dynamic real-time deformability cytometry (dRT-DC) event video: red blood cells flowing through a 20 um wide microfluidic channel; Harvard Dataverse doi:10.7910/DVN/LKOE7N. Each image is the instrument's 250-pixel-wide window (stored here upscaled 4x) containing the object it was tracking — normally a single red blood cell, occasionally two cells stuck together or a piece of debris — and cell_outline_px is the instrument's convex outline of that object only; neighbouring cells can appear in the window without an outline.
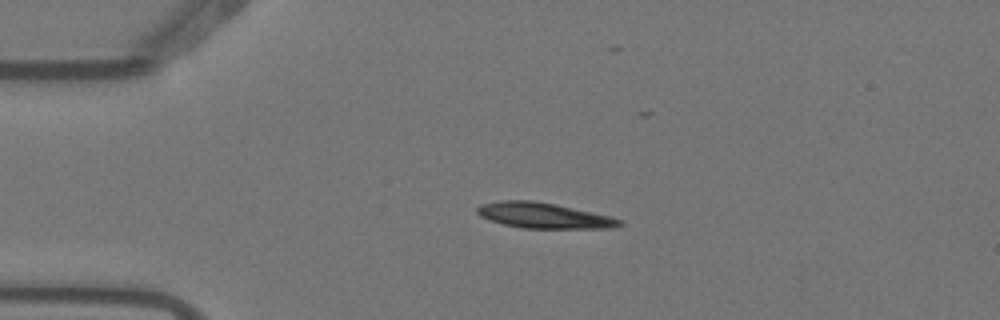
{"species": "Egyptian fruit bat (a non-hibernating species)", "species_latin": "Rousettus aegyptiacus", "temperature_condition": "warm", "stored_images_in_passage": 3, "camera_frame_rate_fps": 3000, "um_per_image_px": 0.085, "animal": {"sex": "female"}, "frame": {"image": 1, "passage_image": 2, "time_ms": 0.333, "image_size_px": [1000, 320], "cell_outline_px": [[624, 224], [612, 228], [524, 228], [504, 224], [480, 216], [476, 212], [476, 208], [480, 204], [500, 200], [532, 200], [556, 204], [612, 216], [624, 220]], "centroid_in_image_um": [46.26, 18.31], "position_along_channel_um": 38.7, "area_um2": 21.27}}